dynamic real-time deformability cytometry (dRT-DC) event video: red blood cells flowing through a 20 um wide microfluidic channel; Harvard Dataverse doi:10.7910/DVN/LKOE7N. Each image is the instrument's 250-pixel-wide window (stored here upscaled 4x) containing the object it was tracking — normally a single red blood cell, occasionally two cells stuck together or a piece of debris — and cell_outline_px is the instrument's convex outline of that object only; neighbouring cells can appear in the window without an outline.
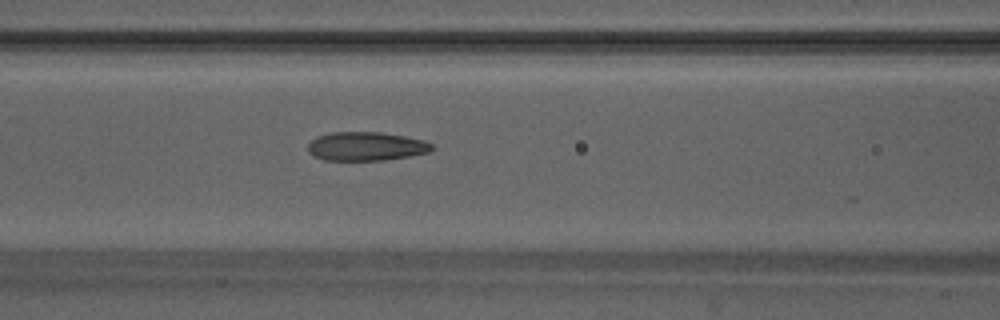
{"species": "Egyptian fruit bat (a non-hibernating species)", "species_latin": "Rousettus aegyptiacus", "temperature_condition": "warm", "stored_images_in_passage": 31, "camera_frame_rate_fps": 3000, "um_per_image_px": 0.085, "animal": {"sex": "male"}, "frame": {"image": 1, "passage_image": 22, "time_ms": 7.0, "image_size_px": [1000, 320], "cell_outline_px": [[432, 148], [428, 152], [412, 156], [384, 160], [324, 160], [312, 156], [308, 152], [308, 144], [316, 136], [332, 132], [380, 132], [404, 136], [424, 140], [432, 144]], "centroid_in_image_um": [31.09, 12.44], "position_along_channel_um": 135.5, "area_um2": 20.87}}